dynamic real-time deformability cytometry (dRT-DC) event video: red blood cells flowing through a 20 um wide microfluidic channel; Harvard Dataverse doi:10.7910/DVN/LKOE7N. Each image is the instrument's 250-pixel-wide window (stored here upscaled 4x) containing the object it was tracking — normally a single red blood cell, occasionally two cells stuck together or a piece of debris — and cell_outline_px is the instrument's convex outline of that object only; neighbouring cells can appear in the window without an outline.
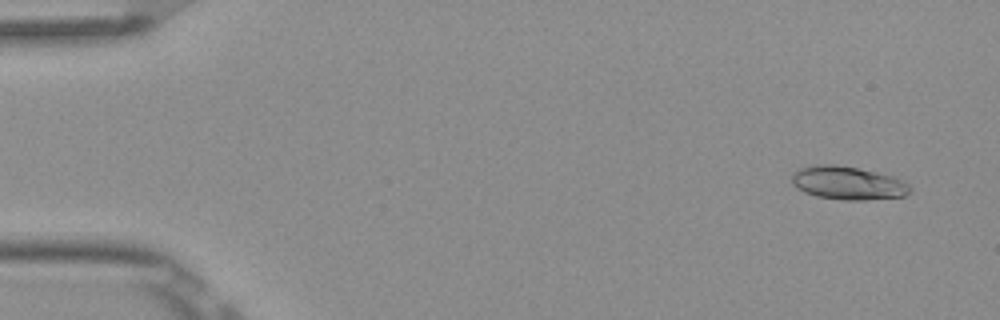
{"species": "Egyptian fruit bat (a non-hibernating species)", "species_latin": "Rousettus aegyptiacus", "temperature_condition": "room temperature", "stored_images_in_passage": 5, "camera_frame_rate_fps": 3000, "um_per_image_px": 0.085, "frame": {"image": 1, "passage_image": 1, "time_ms": 0.0, "image_size_px": [1000, 320], "cell_outline_px": [[912, 192], [904, 196], [864, 200], [844, 200], [816, 196], [804, 192], [796, 188], [792, 184], [792, 176], [800, 168], [812, 164], [836, 164], [876, 172], [892, 176], [908, 184], [912, 188]], "centroid_in_image_um": [72.06, 15.56], "position_along_channel_um": 12.9, "area_um2": 22.95}}
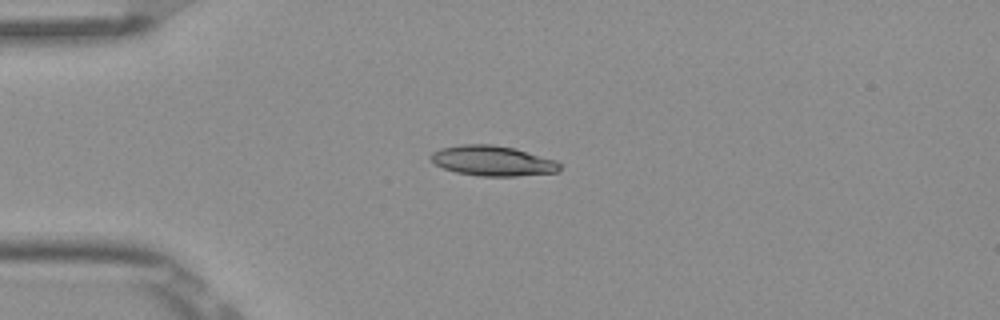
{"frame": {"image": 2, "passage_image": 4, "time_ms": 1.0, "image_size_px": [1000, 320], "cell_outline_px": [[560, 172], [516, 176], [480, 176], [456, 172], [444, 168], [436, 164], [428, 156], [432, 152], [440, 148], [460, 144], [492, 144], [516, 148], [556, 160], [560, 164]], "centroid_in_image_um": [41.88, 13.66], "position_along_channel_um": 43.1, "area_um2": 22.83}}